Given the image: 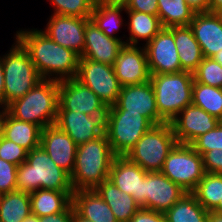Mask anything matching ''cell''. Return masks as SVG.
I'll list each match as a JSON object with an SVG mask.
<instances>
[{
  "mask_svg": "<svg viewBox=\"0 0 222 222\" xmlns=\"http://www.w3.org/2000/svg\"><path fill=\"white\" fill-rule=\"evenodd\" d=\"M17 167L0 158V194L16 191Z\"/></svg>",
  "mask_w": 222,
  "mask_h": 222,
  "instance_id": "f35d334b",
  "label": "cell"
},
{
  "mask_svg": "<svg viewBox=\"0 0 222 222\" xmlns=\"http://www.w3.org/2000/svg\"><path fill=\"white\" fill-rule=\"evenodd\" d=\"M4 93V71H3V63H2V55H0V98Z\"/></svg>",
  "mask_w": 222,
  "mask_h": 222,
  "instance_id": "7dc6e473",
  "label": "cell"
},
{
  "mask_svg": "<svg viewBox=\"0 0 222 222\" xmlns=\"http://www.w3.org/2000/svg\"><path fill=\"white\" fill-rule=\"evenodd\" d=\"M190 27L204 57L211 58L222 49V13H195Z\"/></svg>",
  "mask_w": 222,
  "mask_h": 222,
  "instance_id": "7402d4cb",
  "label": "cell"
},
{
  "mask_svg": "<svg viewBox=\"0 0 222 222\" xmlns=\"http://www.w3.org/2000/svg\"><path fill=\"white\" fill-rule=\"evenodd\" d=\"M0 138L2 137V132H3V122H4V118H5V112H6V108L2 107L0 105Z\"/></svg>",
  "mask_w": 222,
  "mask_h": 222,
  "instance_id": "681fc988",
  "label": "cell"
},
{
  "mask_svg": "<svg viewBox=\"0 0 222 222\" xmlns=\"http://www.w3.org/2000/svg\"><path fill=\"white\" fill-rule=\"evenodd\" d=\"M113 67L122 87L150 81L151 73L144 46L124 44Z\"/></svg>",
  "mask_w": 222,
  "mask_h": 222,
  "instance_id": "2e32d148",
  "label": "cell"
},
{
  "mask_svg": "<svg viewBox=\"0 0 222 222\" xmlns=\"http://www.w3.org/2000/svg\"><path fill=\"white\" fill-rule=\"evenodd\" d=\"M209 213L192 193H186L164 214L167 222H209Z\"/></svg>",
  "mask_w": 222,
  "mask_h": 222,
  "instance_id": "f1b7e54d",
  "label": "cell"
},
{
  "mask_svg": "<svg viewBox=\"0 0 222 222\" xmlns=\"http://www.w3.org/2000/svg\"><path fill=\"white\" fill-rule=\"evenodd\" d=\"M146 173L125 156H116L111 164L108 180L122 192L130 194L141 208L146 209V199L143 196V178Z\"/></svg>",
  "mask_w": 222,
  "mask_h": 222,
  "instance_id": "d6986e66",
  "label": "cell"
},
{
  "mask_svg": "<svg viewBox=\"0 0 222 222\" xmlns=\"http://www.w3.org/2000/svg\"><path fill=\"white\" fill-rule=\"evenodd\" d=\"M190 145L201 156L213 149L222 150V126L218 124L214 129L196 138Z\"/></svg>",
  "mask_w": 222,
  "mask_h": 222,
  "instance_id": "8d00e7d4",
  "label": "cell"
},
{
  "mask_svg": "<svg viewBox=\"0 0 222 222\" xmlns=\"http://www.w3.org/2000/svg\"><path fill=\"white\" fill-rule=\"evenodd\" d=\"M40 146L56 163L70 175L73 172L77 144L56 124L42 129Z\"/></svg>",
  "mask_w": 222,
  "mask_h": 222,
  "instance_id": "44dd1931",
  "label": "cell"
},
{
  "mask_svg": "<svg viewBox=\"0 0 222 222\" xmlns=\"http://www.w3.org/2000/svg\"><path fill=\"white\" fill-rule=\"evenodd\" d=\"M124 44L123 39L108 37L90 19L85 26V43L80 57L113 66Z\"/></svg>",
  "mask_w": 222,
  "mask_h": 222,
  "instance_id": "ffe728a7",
  "label": "cell"
},
{
  "mask_svg": "<svg viewBox=\"0 0 222 222\" xmlns=\"http://www.w3.org/2000/svg\"><path fill=\"white\" fill-rule=\"evenodd\" d=\"M177 143L171 123L153 125L125 157L146 172H160L165 159Z\"/></svg>",
  "mask_w": 222,
  "mask_h": 222,
  "instance_id": "52a82bcc",
  "label": "cell"
},
{
  "mask_svg": "<svg viewBox=\"0 0 222 222\" xmlns=\"http://www.w3.org/2000/svg\"><path fill=\"white\" fill-rule=\"evenodd\" d=\"M50 5L54 8L52 14L90 18L94 0H49Z\"/></svg>",
  "mask_w": 222,
  "mask_h": 222,
  "instance_id": "e575fe53",
  "label": "cell"
},
{
  "mask_svg": "<svg viewBox=\"0 0 222 222\" xmlns=\"http://www.w3.org/2000/svg\"><path fill=\"white\" fill-rule=\"evenodd\" d=\"M195 13L210 12L209 0H185Z\"/></svg>",
  "mask_w": 222,
  "mask_h": 222,
  "instance_id": "ee69618b",
  "label": "cell"
},
{
  "mask_svg": "<svg viewBox=\"0 0 222 222\" xmlns=\"http://www.w3.org/2000/svg\"><path fill=\"white\" fill-rule=\"evenodd\" d=\"M73 217L74 208L71 203L63 212L39 217V222H73Z\"/></svg>",
  "mask_w": 222,
  "mask_h": 222,
  "instance_id": "7bdbcfd3",
  "label": "cell"
},
{
  "mask_svg": "<svg viewBox=\"0 0 222 222\" xmlns=\"http://www.w3.org/2000/svg\"><path fill=\"white\" fill-rule=\"evenodd\" d=\"M128 222H167L165 214L140 208Z\"/></svg>",
  "mask_w": 222,
  "mask_h": 222,
  "instance_id": "b9f144b4",
  "label": "cell"
},
{
  "mask_svg": "<svg viewBox=\"0 0 222 222\" xmlns=\"http://www.w3.org/2000/svg\"><path fill=\"white\" fill-rule=\"evenodd\" d=\"M186 193L161 172H147L143 178L146 209L165 213Z\"/></svg>",
  "mask_w": 222,
  "mask_h": 222,
  "instance_id": "9a60e30c",
  "label": "cell"
},
{
  "mask_svg": "<svg viewBox=\"0 0 222 222\" xmlns=\"http://www.w3.org/2000/svg\"><path fill=\"white\" fill-rule=\"evenodd\" d=\"M219 124L222 126V116H221V118L219 119Z\"/></svg>",
  "mask_w": 222,
  "mask_h": 222,
  "instance_id": "11a10c76",
  "label": "cell"
},
{
  "mask_svg": "<svg viewBox=\"0 0 222 222\" xmlns=\"http://www.w3.org/2000/svg\"><path fill=\"white\" fill-rule=\"evenodd\" d=\"M154 124L139 113L108 107L104 132L116 156H125Z\"/></svg>",
  "mask_w": 222,
  "mask_h": 222,
  "instance_id": "ba28073f",
  "label": "cell"
},
{
  "mask_svg": "<svg viewBox=\"0 0 222 222\" xmlns=\"http://www.w3.org/2000/svg\"><path fill=\"white\" fill-rule=\"evenodd\" d=\"M192 104L219 120L222 116V88L212 87L194 80Z\"/></svg>",
  "mask_w": 222,
  "mask_h": 222,
  "instance_id": "836d02e7",
  "label": "cell"
},
{
  "mask_svg": "<svg viewBox=\"0 0 222 222\" xmlns=\"http://www.w3.org/2000/svg\"><path fill=\"white\" fill-rule=\"evenodd\" d=\"M193 76L198 83L222 88V66L212 58L204 57Z\"/></svg>",
  "mask_w": 222,
  "mask_h": 222,
  "instance_id": "d590c367",
  "label": "cell"
},
{
  "mask_svg": "<svg viewBox=\"0 0 222 222\" xmlns=\"http://www.w3.org/2000/svg\"><path fill=\"white\" fill-rule=\"evenodd\" d=\"M203 167L207 173L222 174V150L213 149L202 155Z\"/></svg>",
  "mask_w": 222,
  "mask_h": 222,
  "instance_id": "ab89813d",
  "label": "cell"
},
{
  "mask_svg": "<svg viewBox=\"0 0 222 222\" xmlns=\"http://www.w3.org/2000/svg\"><path fill=\"white\" fill-rule=\"evenodd\" d=\"M160 172L187 193H191L205 174L203 158L190 144L177 143L165 159Z\"/></svg>",
  "mask_w": 222,
  "mask_h": 222,
  "instance_id": "9c48e42d",
  "label": "cell"
},
{
  "mask_svg": "<svg viewBox=\"0 0 222 222\" xmlns=\"http://www.w3.org/2000/svg\"><path fill=\"white\" fill-rule=\"evenodd\" d=\"M77 144L93 140L104 133L105 117L89 116L82 112L58 110L55 123Z\"/></svg>",
  "mask_w": 222,
  "mask_h": 222,
  "instance_id": "ac0fdd59",
  "label": "cell"
},
{
  "mask_svg": "<svg viewBox=\"0 0 222 222\" xmlns=\"http://www.w3.org/2000/svg\"><path fill=\"white\" fill-rule=\"evenodd\" d=\"M191 193L206 210L212 211L222 199V174L205 172Z\"/></svg>",
  "mask_w": 222,
  "mask_h": 222,
  "instance_id": "d6a6232c",
  "label": "cell"
},
{
  "mask_svg": "<svg viewBox=\"0 0 222 222\" xmlns=\"http://www.w3.org/2000/svg\"><path fill=\"white\" fill-rule=\"evenodd\" d=\"M194 14L185 0H158V17L163 28L190 26Z\"/></svg>",
  "mask_w": 222,
  "mask_h": 222,
  "instance_id": "4dcf8cb0",
  "label": "cell"
},
{
  "mask_svg": "<svg viewBox=\"0 0 222 222\" xmlns=\"http://www.w3.org/2000/svg\"><path fill=\"white\" fill-rule=\"evenodd\" d=\"M213 60L217 61L222 66V49L211 57Z\"/></svg>",
  "mask_w": 222,
  "mask_h": 222,
  "instance_id": "816d5d0a",
  "label": "cell"
},
{
  "mask_svg": "<svg viewBox=\"0 0 222 222\" xmlns=\"http://www.w3.org/2000/svg\"><path fill=\"white\" fill-rule=\"evenodd\" d=\"M27 150L18 144L7 140L3 136L0 138V158L19 166L26 161Z\"/></svg>",
  "mask_w": 222,
  "mask_h": 222,
  "instance_id": "74e56055",
  "label": "cell"
},
{
  "mask_svg": "<svg viewBox=\"0 0 222 222\" xmlns=\"http://www.w3.org/2000/svg\"><path fill=\"white\" fill-rule=\"evenodd\" d=\"M76 79L91 89L107 108L116 103L122 88L113 66L82 57Z\"/></svg>",
  "mask_w": 222,
  "mask_h": 222,
  "instance_id": "30bf717a",
  "label": "cell"
},
{
  "mask_svg": "<svg viewBox=\"0 0 222 222\" xmlns=\"http://www.w3.org/2000/svg\"><path fill=\"white\" fill-rule=\"evenodd\" d=\"M174 43L182 71L194 73L204 58L190 26H174Z\"/></svg>",
  "mask_w": 222,
  "mask_h": 222,
  "instance_id": "484cf974",
  "label": "cell"
},
{
  "mask_svg": "<svg viewBox=\"0 0 222 222\" xmlns=\"http://www.w3.org/2000/svg\"><path fill=\"white\" fill-rule=\"evenodd\" d=\"M209 222H222V214L210 211Z\"/></svg>",
  "mask_w": 222,
  "mask_h": 222,
  "instance_id": "c3c4849f",
  "label": "cell"
},
{
  "mask_svg": "<svg viewBox=\"0 0 222 222\" xmlns=\"http://www.w3.org/2000/svg\"><path fill=\"white\" fill-rule=\"evenodd\" d=\"M31 214L29 193L13 191L1 194L0 222H22Z\"/></svg>",
  "mask_w": 222,
  "mask_h": 222,
  "instance_id": "f546056e",
  "label": "cell"
},
{
  "mask_svg": "<svg viewBox=\"0 0 222 222\" xmlns=\"http://www.w3.org/2000/svg\"><path fill=\"white\" fill-rule=\"evenodd\" d=\"M210 12L222 13V0H209Z\"/></svg>",
  "mask_w": 222,
  "mask_h": 222,
  "instance_id": "bcb514c9",
  "label": "cell"
},
{
  "mask_svg": "<svg viewBox=\"0 0 222 222\" xmlns=\"http://www.w3.org/2000/svg\"><path fill=\"white\" fill-rule=\"evenodd\" d=\"M170 123L177 142L191 144L199 136L214 129L219 120L200 107L190 104Z\"/></svg>",
  "mask_w": 222,
  "mask_h": 222,
  "instance_id": "e0dca14e",
  "label": "cell"
},
{
  "mask_svg": "<svg viewBox=\"0 0 222 222\" xmlns=\"http://www.w3.org/2000/svg\"><path fill=\"white\" fill-rule=\"evenodd\" d=\"M38 189L74 191L70 174L57 166L41 146L27 152L16 175V191L32 193Z\"/></svg>",
  "mask_w": 222,
  "mask_h": 222,
  "instance_id": "3957f363",
  "label": "cell"
},
{
  "mask_svg": "<svg viewBox=\"0 0 222 222\" xmlns=\"http://www.w3.org/2000/svg\"><path fill=\"white\" fill-rule=\"evenodd\" d=\"M212 212L222 214V199L220 200L218 205L212 210Z\"/></svg>",
  "mask_w": 222,
  "mask_h": 222,
  "instance_id": "db71d44e",
  "label": "cell"
},
{
  "mask_svg": "<svg viewBox=\"0 0 222 222\" xmlns=\"http://www.w3.org/2000/svg\"><path fill=\"white\" fill-rule=\"evenodd\" d=\"M125 9L158 16V0H129Z\"/></svg>",
  "mask_w": 222,
  "mask_h": 222,
  "instance_id": "60d3db41",
  "label": "cell"
},
{
  "mask_svg": "<svg viewBox=\"0 0 222 222\" xmlns=\"http://www.w3.org/2000/svg\"><path fill=\"white\" fill-rule=\"evenodd\" d=\"M114 106L119 111L139 113L154 125L165 123L158 112L155 92L150 81L123 86Z\"/></svg>",
  "mask_w": 222,
  "mask_h": 222,
  "instance_id": "4fadbf2b",
  "label": "cell"
},
{
  "mask_svg": "<svg viewBox=\"0 0 222 222\" xmlns=\"http://www.w3.org/2000/svg\"><path fill=\"white\" fill-rule=\"evenodd\" d=\"M74 211L92 222H118L108 204L95 189L78 190L72 195Z\"/></svg>",
  "mask_w": 222,
  "mask_h": 222,
  "instance_id": "603a6c76",
  "label": "cell"
},
{
  "mask_svg": "<svg viewBox=\"0 0 222 222\" xmlns=\"http://www.w3.org/2000/svg\"><path fill=\"white\" fill-rule=\"evenodd\" d=\"M129 0H94L95 4L104 6H123L126 7Z\"/></svg>",
  "mask_w": 222,
  "mask_h": 222,
  "instance_id": "f6af8a7d",
  "label": "cell"
},
{
  "mask_svg": "<svg viewBox=\"0 0 222 222\" xmlns=\"http://www.w3.org/2000/svg\"><path fill=\"white\" fill-rule=\"evenodd\" d=\"M41 132L40 126L18 120L5 112L2 136L7 140L31 151L40 146Z\"/></svg>",
  "mask_w": 222,
  "mask_h": 222,
  "instance_id": "4316f807",
  "label": "cell"
},
{
  "mask_svg": "<svg viewBox=\"0 0 222 222\" xmlns=\"http://www.w3.org/2000/svg\"><path fill=\"white\" fill-rule=\"evenodd\" d=\"M123 11H126L123 6H104L94 4L93 11L90 19L94 22V24L108 37L122 39L121 36L115 34L119 30H121L124 23Z\"/></svg>",
  "mask_w": 222,
  "mask_h": 222,
  "instance_id": "1f68e13d",
  "label": "cell"
},
{
  "mask_svg": "<svg viewBox=\"0 0 222 222\" xmlns=\"http://www.w3.org/2000/svg\"><path fill=\"white\" fill-rule=\"evenodd\" d=\"M2 56L4 71V93L0 105L6 107L12 101L21 98L42 80L31 61L28 50L16 38Z\"/></svg>",
  "mask_w": 222,
  "mask_h": 222,
  "instance_id": "5b68a950",
  "label": "cell"
},
{
  "mask_svg": "<svg viewBox=\"0 0 222 222\" xmlns=\"http://www.w3.org/2000/svg\"><path fill=\"white\" fill-rule=\"evenodd\" d=\"M124 13L128 15V21L125 24L129 33V37H123L126 38L124 39L125 44L138 46L140 41H145L142 44L144 46L163 29L160 19L156 15L137 11H124Z\"/></svg>",
  "mask_w": 222,
  "mask_h": 222,
  "instance_id": "cb8c5ba5",
  "label": "cell"
},
{
  "mask_svg": "<svg viewBox=\"0 0 222 222\" xmlns=\"http://www.w3.org/2000/svg\"><path fill=\"white\" fill-rule=\"evenodd\" d=\"M58 107L59 81L42 79L28 93L5 108L12 117L44 129L56 123Z\"/></svg>",
  "mask_w": 222,
  "mask_h": 222,
  "instance_id": "277c9868",
  "label": "cell"
},
{
  "mask_svg": "<svg viewBox=\"0 0 222 222\" xmlns=\"http://www.w3.org/2000/svg\"><path fill=\"white\" fill-rule=\"evenodd\" d=\"M22 222H39V217L34 214H30Z\"/></svg>",
  "mask_w": 222,
  "mask_h": 222,
  "instance_id": "f907efd6",
  "label": "cell"
},
{
  "mask_svg": "<svg viewBox=\"0 0 222 222\" xmlns=\"http://www.w3.org/2000/svg\"><path fill=\"white\" fill-rule=\"evenodd\" d=\"M73 222H92L87 219H84L80 217L75 211H74V217H73Z\"/></svg>",
  "mask_w": 222,
  "mask_h": 222,
  "instance_id": "f5cc1de1",
  "label": "cell"
},
{
  "mask_svg": "<svg viewBox=\"0 0 222 222\" xmlns=\"http://www.w3.org/2000/svg\"><path fill=\"white\" fill-rule=\"evenodd\" d=\"M73 192L38 189L29 193L31 214L43 217L63 212L72 203Z\"/></svg>",
  "mask_w": 222,
  "mask_h": 222,
  "instance_id": "83f0119b",
  "label": "cell"
},
{
  "mask_svg": "<svg viewBox=\"0 0 222 222\" xmlns=\"http://www.w3.org/2000/svg\"><path fill=\"white\" fill-rule=\"evenodd\" d=\"M95 190L111 208L118 222H128L141 208L130 194L119 190L110 180L103 181Z\"/></svg>",
  "mask_w": 222,
  "mask_h": 222,
  "instance_id": "d4e9b609",
  "label": "cell"
},
{
  "mask_svg": "<svg viewBox=\"0 0 222 222\" xmlns=\"http://www.w3.org/2000/svg\"><path fill=\"white\" fill-rule=\"evenodd\" d=\"M107 109L100 98L76 78L59 81L58 110L76 111L89 116L105 117Z\"/></svg>",
  "mask_w": 222,
  "mask_h": 222,
  "instance_id": "8fae6325",
  "label": "cell"
},
{
  "mask_svg": "<svg viewBox=\"0 0 222 222\" xmlns=\"http://www.w3.org/2000/svg\"><path fill=\"white\" fill-rule=\"evenodd\" d=\"M115 157L105 132L93 140L77 145L75 164L70 175L73 190H93L108 180Z\"/></svg>",
  "mask_w": 222,
  "mask_h": 222,
  "instance_id": "7a4b0ae2",
  "label": "cell"
},
{
  "mask_svg": "<svg viewBox=\"0 0 222 222\" xmlns=\"http://www.w3.org/2000/svg\"><path fill=\"white\" fill-rule=\"evenodd\" d=\"M150 82L158 112L165 122L170 123L186 106L192 104L193 73L151 74Z\"/></svg>",
  "mask_w": 222,
  "mask_h": 222,
  "instance_id": "8992f818",
  "label": "cell"
},
{
  "mask_svg": "<svg viewBox=\"0 0 222 222\" xmlns=\"http://www.w3.org/2000/svg\"><path fill=\"white\" fill-rule=\"evenodd\" d=\"M144 48L151 74L182 71L174 43V26L163 28L149 43L144 45Z\"/></svg>",
  "mask_w": 222,
  "mask_h": 222,
  "instance_id": "7c38bea8",
  "label": "cell"
},
{
  "mask_svg": "<svg viewBox=\"0 0 222 222\" xmlns=\"http://www.w3.org/2000/svg\"><path fill=\"white\" fill-rule=\"evenodd\" d=\"M48 20L45 29L41 31L57 44L81 56L85 43V26L90 18L51 14Z\"/></svg>",
  "mask_w": 222,
  "mask_h": 222,
  "instance_id": "5bb4252c",
  "label": "cell"
},
{
  "mask_svg": "<svg viewBox=\"0 0 222 222\" xmlns=\"http://www.w3.org/2000/svg\"><path fill=\"white\" fill-rule=\"evenodd\" d=\"M28 50L31 61L42 79L76 78L80 56L50 39L41 29H20L14 33Z\"/></svg>",
  "mask_w": 222,
  "mask_h": 222,
  "instance_id": "6da1fadb",
  "label": "cell"
}]
</instances>
